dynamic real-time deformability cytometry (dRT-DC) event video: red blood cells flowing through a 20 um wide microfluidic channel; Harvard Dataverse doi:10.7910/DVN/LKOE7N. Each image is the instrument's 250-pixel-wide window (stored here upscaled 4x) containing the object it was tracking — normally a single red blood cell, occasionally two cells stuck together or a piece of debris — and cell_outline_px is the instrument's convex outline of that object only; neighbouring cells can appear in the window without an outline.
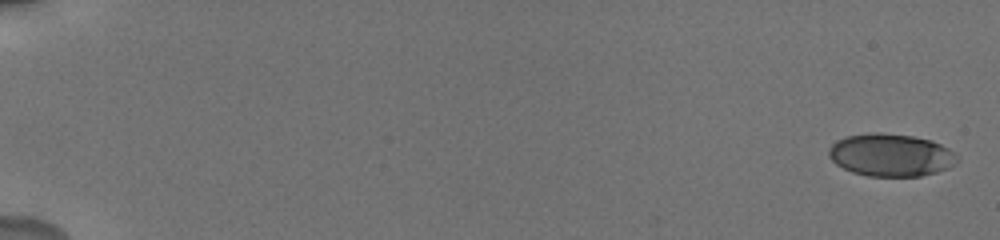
{"species": "human", "species_latin": "Homo sapiens", "temperature_condition": "cold", "stored_images_in_passage": 47, "camera_frame_rate_fps": 3000, "um_per_image_px": 0.085, "donor": {"sex": "male"}, "frame": {"image": 1, "passage_image": 1, "time_ms": 0.0, "image_size_px": [1000, 240], "cell_outline_px": [[960, 156], [948, 168], [936, 172], [920, 176], [868, 176], [852, 172], [836, 164], [828, 156], [828, 148], [836, 140], [848, 136], [876, 132], [880, 132], [912, 136], [932, 140], [956, 152]], "centroid_in_image_um": [75.71, 13.17], "position_along_channel_um": 9.3, "area_um2": 31.91}}
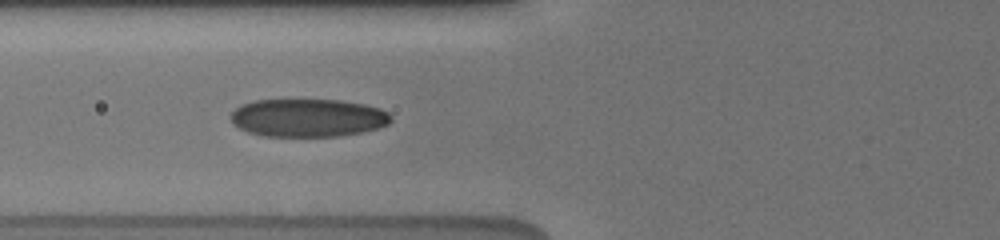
{"frame": {"image": 2, "passage_image": 22, "time_ms": 7.667, "image_size_px": [1000, 240], "cell_outline_px": [[392, 120], [388, 124], [380, 128], [340, 136], [264, 136], [248, 132], [232, 124], [228, 116], [240, 104], [256, 100], [340, 100], [364, 104], [380, 108], [388, 112], [392, 116]], "centroid_in_image_um": [26.17, 10.01], "position_along_channel_um": 99.6, "area_um2": 35.78}}
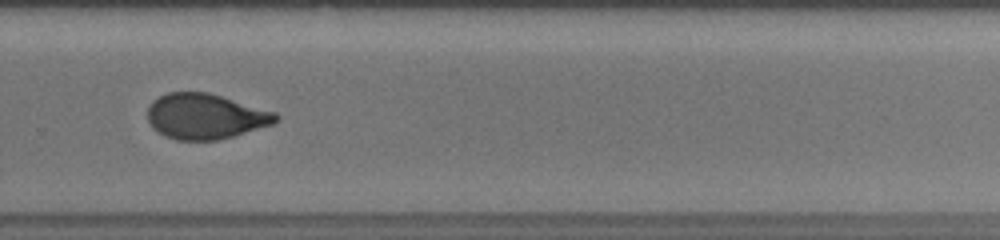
{"frame": {"image": 3, "passage_image": 35, "time_ms": 13.333, "image_size_px": [1000, 240], "cell_outline_px": [[280, 116], [272, 124], [232, 136], [216, 140], [176, 140], [164, 136], [152, 128], [148, 120], [148, 108], [152, 100], [168, 92], [208, 92], [276, 112]], "centroid_in_image_um": [17.42, 9.89], "position_along_channel_um": 312.4, "area_um2": 33.81}, "authors_computed_cell_mechanics": {"area_um2": 33.9286, "velocity_mm_per_s": 3.7548, "shape_relaxation_time_tau1_ms": 3.144, "shape_relaxation_time_tau2_ms": 1.3838, "deformation_change_tau1": 0.1397, "deformation_change_tau2": 0.0617}}